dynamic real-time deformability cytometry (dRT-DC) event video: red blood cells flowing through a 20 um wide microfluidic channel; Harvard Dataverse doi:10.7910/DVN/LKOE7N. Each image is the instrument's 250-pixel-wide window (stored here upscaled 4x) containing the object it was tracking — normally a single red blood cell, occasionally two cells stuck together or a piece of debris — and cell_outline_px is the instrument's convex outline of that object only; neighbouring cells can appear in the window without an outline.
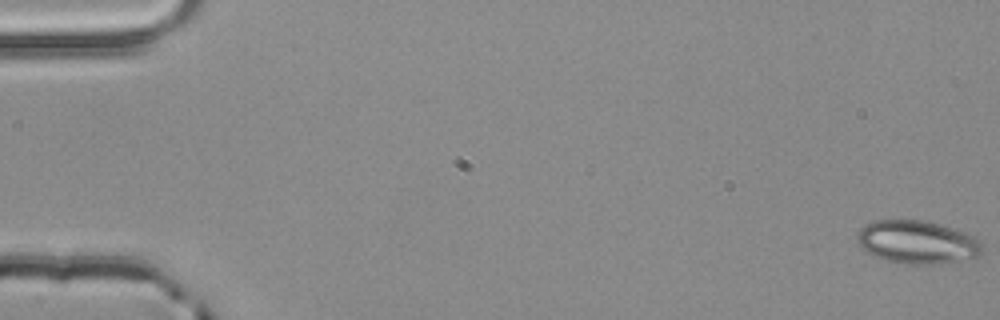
{"species": "common noctule bat (a hibernating species)", "species_latin": "Nyctalus noctula", "temperature_condition": "room temperature", "stored_images_in_passage": 55, "camera_frame_rate_fps": 3000, "um_per_image_px": 0.085, "animal": {"sex": "male", "body_mass_g": 20.4}, "frame": {"image": 1, "passage_image": 1, "time_ms": 0.0, "image_size_px": [1000, 320], "cell_outline_px": [[980, 256], [940, 264], [908, 264], [888, 260], [876, 256], [868, 252], [856, 240], [856, 236], [860, 228], [864, 224], [876, 220], [924, 220], [940, 224], [968, 232], [976, 236], [980, 240]], "centroid_in_image_um": [77.98, 20.56], "position_along_channel_um": 7.0, "area_um2": 31.44}}
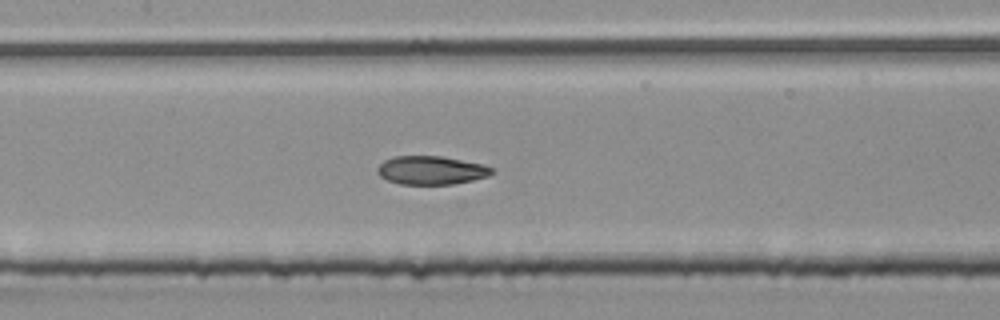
{"frame": {"image": 2, "passage_image": 27, "time_ms": 8.667, "image_size_px": [1000, 320], "cell_outline_px": [[496, 172], [488, 176], [472, 180], [452, 184], [400, 184], [388, 180], [380, 176], [376, 172], [376, 168], [384, 160], [392, 156], [440, 156], [484, 164], [492, 168]], "centroid_in_image_um": [36.64, 14.47], "position_along_channel_um": 170.8, "area_um2": 19.07}}
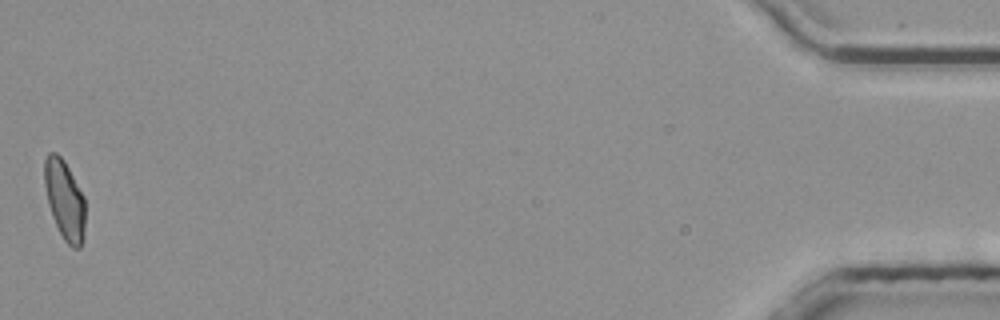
{"frame": {"image": 3, "passage_image": 55, "time_ms": 18.0, "image_size_px": [1000, 320], "cell_outline_px": [[84, 236], [80, 248], [72, 248], [64, 240], [52, 216], [48, 204], [44, 184], [44, 160], [48, 152], [56, 152], [64, 160], [84, 196]], "centroid_in_image_um": [5.48, 16.97], "position_along_channel_um": 429.7, "area_um2": 18.84}, "authors_computed_cell_mechanics": {"area_um2": 19.5364, "velocity_mm_per_s": 3.872, "shape_relaxation_time_tau1_ms": null, "shape_relaxation_time_tau2_ms": 1.983, "deformation_change_tau1": null, "deformation_change_tau2": 0.0748}}